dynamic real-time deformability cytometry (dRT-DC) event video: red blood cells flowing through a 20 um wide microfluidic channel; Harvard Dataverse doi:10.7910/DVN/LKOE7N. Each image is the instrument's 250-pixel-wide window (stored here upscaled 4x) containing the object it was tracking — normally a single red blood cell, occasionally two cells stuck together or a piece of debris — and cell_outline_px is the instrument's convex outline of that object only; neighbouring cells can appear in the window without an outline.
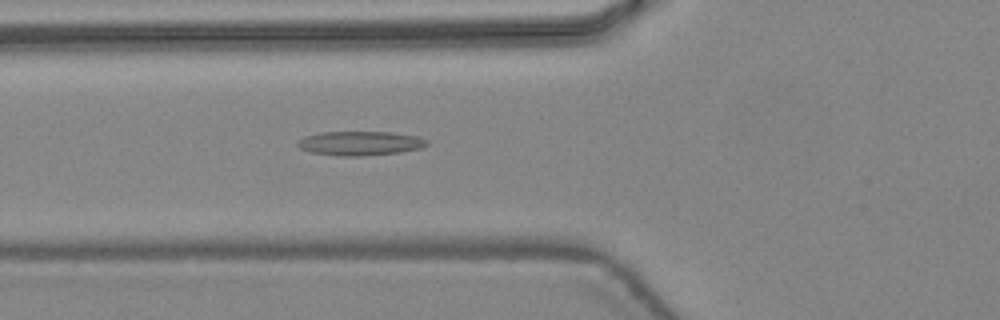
{"species": "common noctule bat (a hibernating species)", "species_latin": "Nyctalus noctula", "temperature_condition": "warm", "stored_images_in_passage": 47, "camera_frame_rate_fps": 3000, "um_per_image_px": 0.085, "animal": {"sex": "female", "body_mass_g": 24.6, "forearm_length_mm": 56.2}, "frame": {"image": 1, "passage_image": 19, "time_ms": 6.0, "image_size_px": [1000, 320], "cell_outline_px": [[428, 144], [420, 148], [400, 152], [364, 156], [340, 156], [308, 152], [300, 148], [296, 144], [304, 136], [320, 132], [392, 132], [416, 136], [428, 140]], "centroid_in_image_um": [30.59, 12.18], "position_along_channel_um": 95.2, "area_um2": 18.26}}
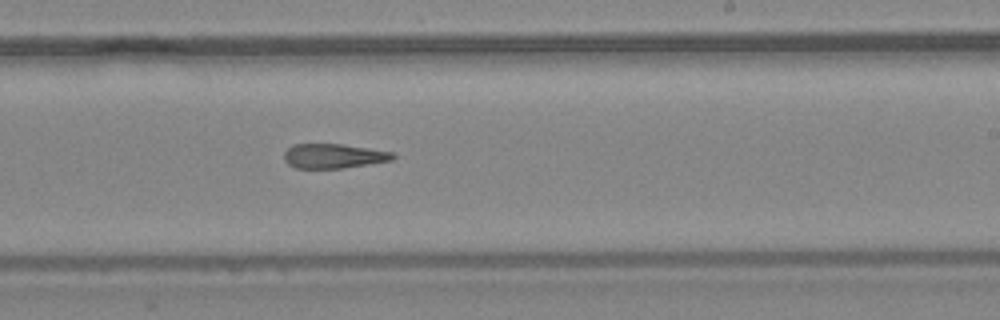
{"frame": {"image": 2, "passage_image": 30, "time_ms": 9.667, "image_size_px": [1000, 320], "cell_outline_px": [[396, 156], [392, 160], [344, 168], [296, 168], [288, 164], [284, 160], [284, 152], [292, 144], [340, 144], [368, 148], [392, 152]], "centroid_in_image_um": [28.33, 13.26], "position_along_channel_um": 260.7, "area_um2": 15.49}}
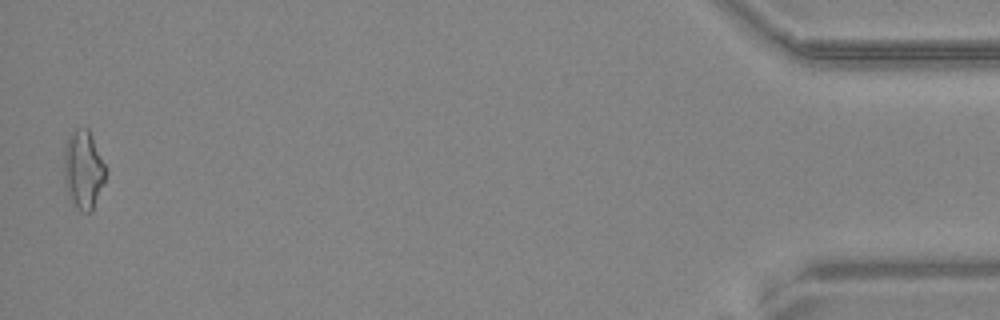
{"frame": {"image": 3, "passage_image": 47, "time_ms": 15.333, "image_size_px": [1000, 320], "cell_outline_px": [[108, 168], [104, 184], [92, 212], [80, 212], [76, 208], [68, 196], [64, 180], [64, 144], [68, 136], [76, 128], [88, 128]], "centroid_in_image_um": [7.1, 14.43], "position_along_channel_um": 428.1, "area_um2": 19.65}, "authors_computed_cell_mechanics": {"area_um2": 17.2244, "velocity_mm_per_s": 4.4976, "shape_relaxation_time_tau1_ms": null, "shape_relaxation_time_tau2_ms": 9.803, "deformation_change_tau1": null, "deformation_change_tau2": 0.3137}}